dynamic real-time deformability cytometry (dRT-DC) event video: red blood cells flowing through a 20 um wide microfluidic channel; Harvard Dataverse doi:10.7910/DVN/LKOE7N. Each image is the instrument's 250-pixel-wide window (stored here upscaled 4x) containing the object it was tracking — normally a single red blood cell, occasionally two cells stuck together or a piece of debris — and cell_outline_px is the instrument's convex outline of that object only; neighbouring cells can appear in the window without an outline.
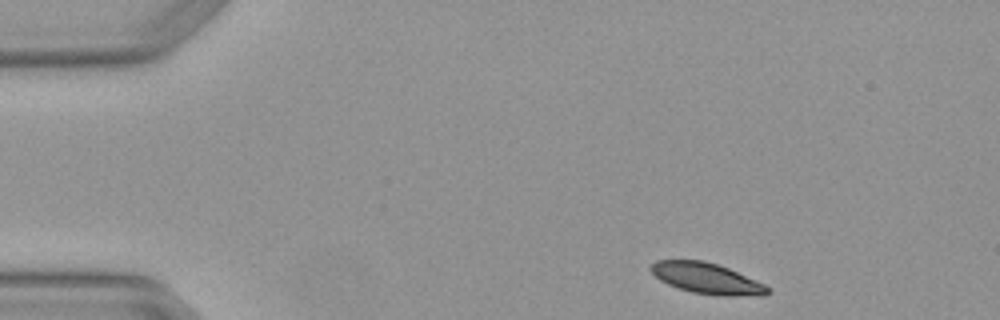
{"species": "Egyptian fruit bat (a non-hibernating species)", "species_latin": "Rousettus aegyptiacus", "temperature_condition": "warm", "stored_images_in_passage": 3, "camera_frame_rate_fps": 3000, "um_per_image_px": 0.085, "animal": {"sex": "female"}, "frame": {"image": 1, "passage_image": 1, "time_ms": 0.0, "image_size_px": [1000, 320], "cell_outline_px": [[772, 292], [764, 296], [720, 296], [692, 292], [668, 284], [660, 280], [648, 268], [656, 260], [704, 260], [728, 268], [764, 284]], "centroid_in_image_um": [60.09, 23.67], "position_along_channel_um": 24.9, "area_um2": 20.92}}